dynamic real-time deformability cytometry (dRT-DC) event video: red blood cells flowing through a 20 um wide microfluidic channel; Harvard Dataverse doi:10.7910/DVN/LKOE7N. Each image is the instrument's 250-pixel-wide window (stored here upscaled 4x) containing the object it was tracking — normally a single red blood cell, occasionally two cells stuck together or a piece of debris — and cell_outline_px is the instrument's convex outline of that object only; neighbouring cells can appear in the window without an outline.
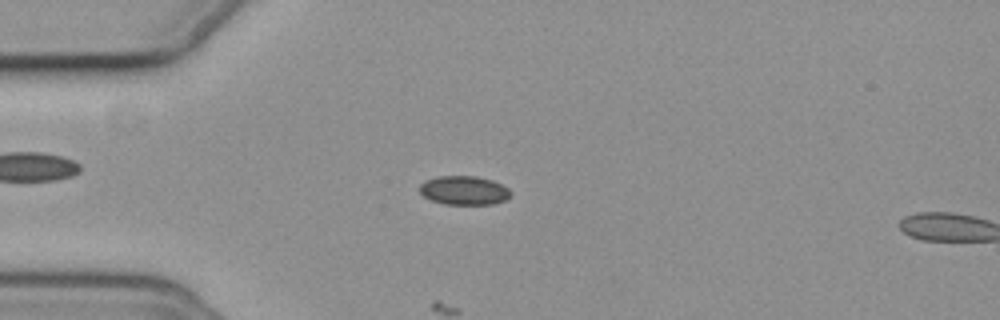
{"species": "common noctule bat (a hibernating species)", "species_latin": "Nyctalus noctula", "temperature_condition": "cold", "stored_images_in_passage": 29, "camera_frame_rate_fps": 3000, "um_per_image_px": 0.085, "animal": {"sex": "female", "body_mass_g": 19.3, "forearm_length_mm": 54.1}, "frame": {"image": 1, "passage_image": 15, "time_ms": 4.667, "image_size_px": [1000, 320], "cell_outline_px": [[512, 192], [504, 200], [492, 204], [444, 204], [432, 200], [424, 196], [420, 192], [420, 184], [424, 180], [440, 176], [476, 176], [492, 180], [508, 188]], "centroid_in_image_um": [39.42, 16.17], "position_along_channel_um": 45.6, "area_um2": 15.2}}